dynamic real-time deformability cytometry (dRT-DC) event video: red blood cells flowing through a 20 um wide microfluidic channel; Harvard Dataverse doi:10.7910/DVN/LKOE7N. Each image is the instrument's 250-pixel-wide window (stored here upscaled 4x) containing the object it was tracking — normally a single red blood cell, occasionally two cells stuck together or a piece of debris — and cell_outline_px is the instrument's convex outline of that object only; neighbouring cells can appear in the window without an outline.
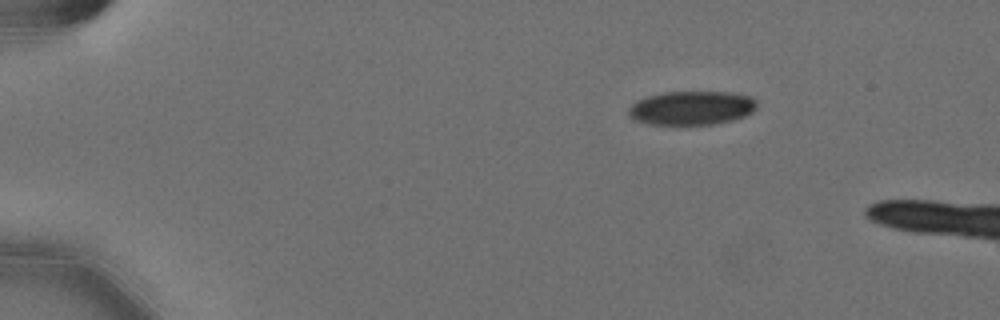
{"species": "Egyptian fruit bat (a non-hibernating species)", "species_latin": "Rousettus aegyptiacus", "temperature_condition": "cold", "stored_images_in_passage": 5, "camera_frame_rate_fps": 3000, "um_per_image_px": 0.085, "animal": {"sex": "female"}, "frame": {"image": 1, "passage_image": 1, "time_ms": 0.0, "image_size_px": [1000, 320], "cell_outline_px": [[756, 108], [752, 112], [744, 116], [732, 120], [712, 124], [648, 124], [636, 120], [628, 116], [628, 108], [636, 100], [648, 96], [664, 92], [728, 92], [752, 96], [756, 100]], "centroid_in_image_um": [58.78, 9.17], "position_along_channel_um": 26.2, "area_um2": 25.32}}